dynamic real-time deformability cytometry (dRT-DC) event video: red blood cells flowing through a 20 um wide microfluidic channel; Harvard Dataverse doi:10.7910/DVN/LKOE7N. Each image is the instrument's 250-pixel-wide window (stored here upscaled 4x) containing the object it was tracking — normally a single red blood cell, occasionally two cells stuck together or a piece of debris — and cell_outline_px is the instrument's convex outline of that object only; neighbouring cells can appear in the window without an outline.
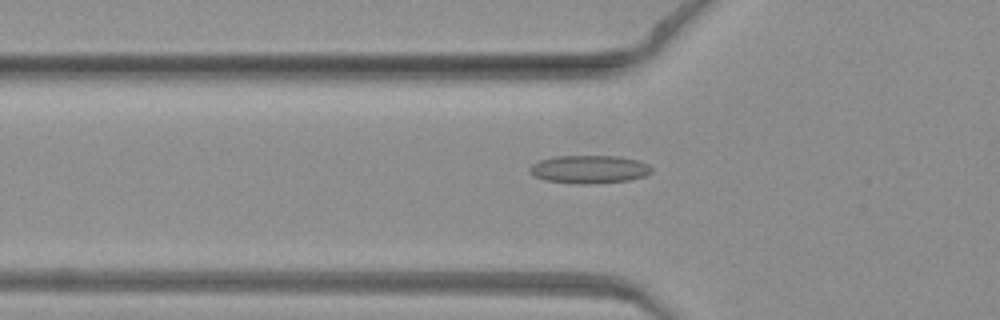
{"species": "common noctule bat (a hibernating species)", "species_latin": "Nyctalus noctula", "temperature_condition": "warm", "stored_images_in_passage": 53, "camera_frame_rate_fps": 3000, "um_per_image_px": 0.085, "animal": {"sex": "female", "body_mass_g": 19.3, "forearm_length_mm": 54.1}, "frame": {"image": 1, "passage_image": 18, "time_ms": 5.667, "image_size_px": [1000, 320], "cell_outline_px": [[652, 172], [644, 176], [628, 180], [592, 184], [580, 184], [544, 180], [532, 176], [528, 172], [528, 168], [532, 164], [540, 160], [552, 156], [620, 156], [640, 160], [648, 164], [652, 168]], "centroid_in_image_um": [50.06, 14.38], "position_along_channel_um": 75.7, "area_um2": 20.23}}
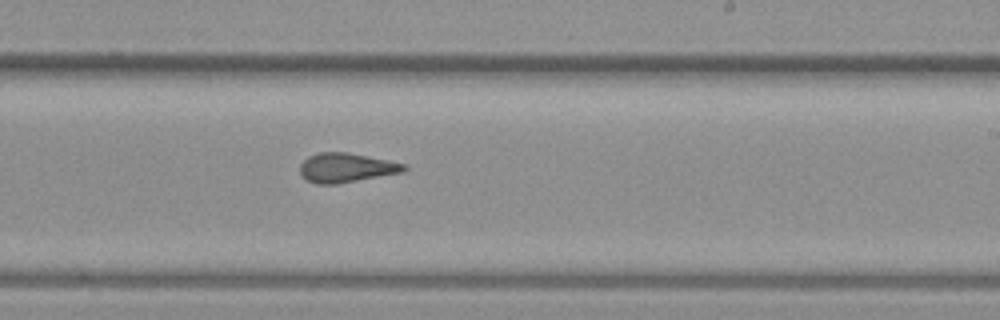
{"frame": {"image": 2, "passage_image": 32, "time_ms": 10.333, "image_size_px": [1000, 320], "cell_outline_px": [[408, 168], [404, 172], [336, 184], [316, 184], [300, 176], [300, 164], [308, 156], [320, 152], [348, 152], [408, 164]], "centroid_in_image_um": [29.44, 14.25], "position_along_channel_um": 259.6, "area_um2": 17.92}}
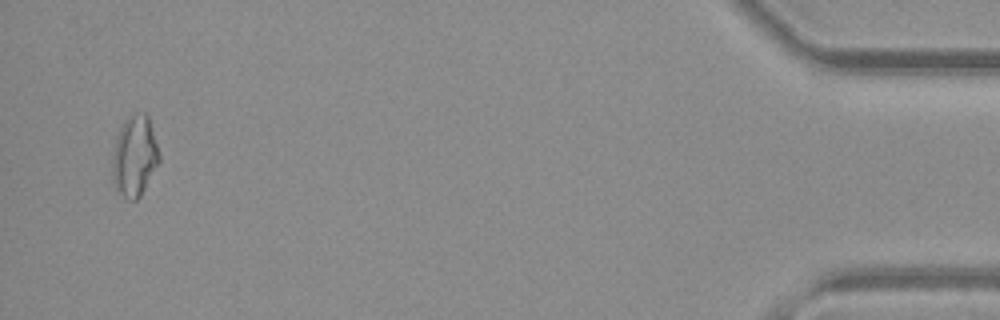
{"frame": {"image": 3, "passage_image": 51, "time_ms": 16.667, "image_size_px": [1000, 320], "cell_outline_px": [[160, 160], [140, 196], [136, 200], [128, 200], [116, 188], [112, 180], [112, 156], [116, 136], [124, 120], [128, 116], [144, 112], [148, 116], [160, 156]], "centroid_in_image_um": [11.42, 13.27], "position_along_channel_um": 423.8, "area_um2": 21.85}}